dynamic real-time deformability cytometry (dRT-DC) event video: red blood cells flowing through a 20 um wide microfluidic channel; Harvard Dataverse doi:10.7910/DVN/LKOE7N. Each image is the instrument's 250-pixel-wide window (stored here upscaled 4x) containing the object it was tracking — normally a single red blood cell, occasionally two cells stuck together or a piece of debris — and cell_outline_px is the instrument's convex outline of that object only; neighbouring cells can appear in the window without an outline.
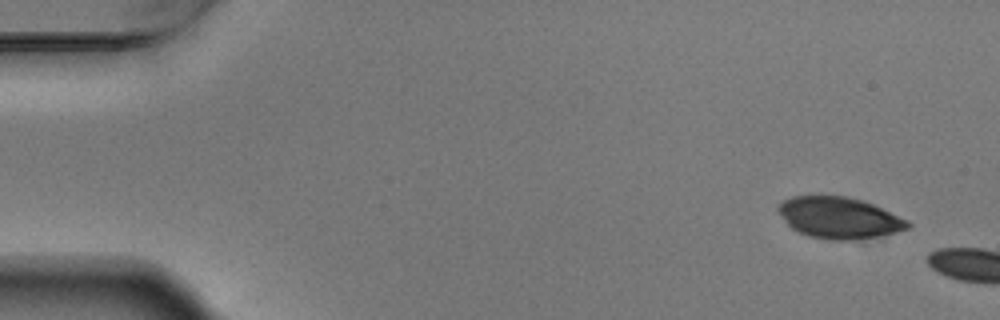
{"species": "Egyptian fruit bat (a non-hibernating species)", "species_latin": "Rousettus aegyptiacus", "temperature_condition": "warm", "stored_images_in_passage": 3, "camera_frame_rate_fps": 3000, "um_per_image_px": 0.085, "animal": {"sex": "male"}, "frame": {"image": 1, "passage_image": 1, "time_ms": 0.0, "image_size_px": [1000, 320], "cell_outline_px": [[912, 224], [908, 228], [896, 232], [876, 236], [852, 240], [832, 240], [808, 236], [792, 228], [784, 220], [776, 208], [784, 200], [792, 196], [848, 196], [864, 200], [908, 220]], "centroid_in_image_um": [71.33, 18.5], "position_along_channel_um": 13.7, "area_um2": 31.04}}